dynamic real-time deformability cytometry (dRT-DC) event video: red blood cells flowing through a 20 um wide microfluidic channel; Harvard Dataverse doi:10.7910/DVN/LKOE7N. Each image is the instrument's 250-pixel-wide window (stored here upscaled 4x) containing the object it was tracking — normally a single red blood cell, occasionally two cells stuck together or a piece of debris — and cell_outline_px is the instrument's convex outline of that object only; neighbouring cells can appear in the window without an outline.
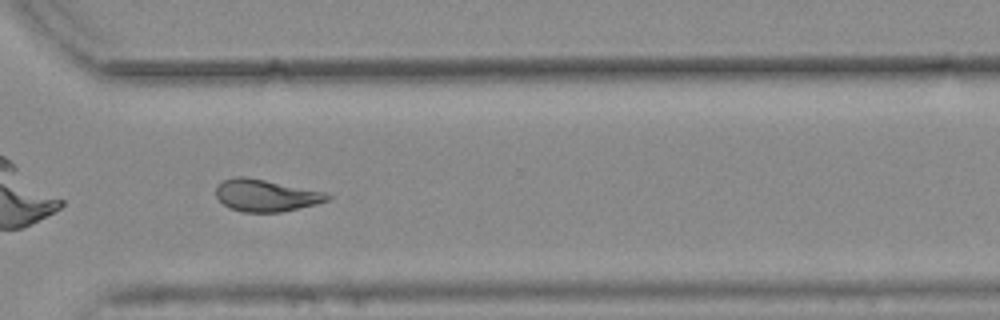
{"species": "common noctule bat (a hibernating species)", "species_latin": "Nyctalus noctula", "temperature_condition": "warm", "stored_images_in_passage": 28, "camera_frame_rate_fps": 3000, "um_per_image_px": 0.085, "animal": {"sex": "female", "body_mass_g": 25.1}, "frame": {"image": 1, "passage_image": 24, "time_ms": 7.667, "image_size_px": [1000, 320], "cell_outline_px": [[332, 196], [328, 200], [316, 204], [280, 212], [244, 212], [228, 208], [216, 196], [216, 188], [224, 180], [236, 176], [244, 176], [324, 192]], "centroid_in_image_um": [22.58, 16.62], "position_along_channel_um": 348.0, "area_um2": 20.46}, "authors_computed_cell_mechanics": {"area_um2": 20.6346, "velocity_mm_per_s": 3.7844, "shape_relaxation_time_tau1_ms": null, "shape_relaxation_time_tau2_ms": 3.7287, "deformation_change_tau1": null, "deformation_change_tau2": 0.1177}}